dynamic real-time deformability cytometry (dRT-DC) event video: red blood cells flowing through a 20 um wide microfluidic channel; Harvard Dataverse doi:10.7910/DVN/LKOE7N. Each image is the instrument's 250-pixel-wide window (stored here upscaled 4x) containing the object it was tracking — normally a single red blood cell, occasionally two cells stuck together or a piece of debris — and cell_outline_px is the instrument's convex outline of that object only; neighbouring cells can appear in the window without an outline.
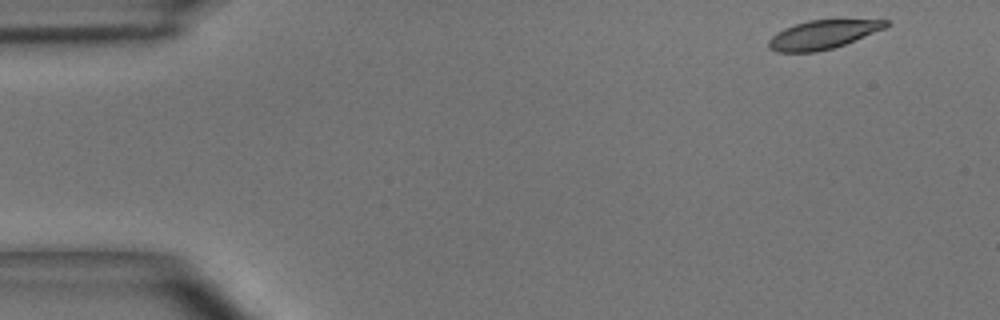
{"species": "common noctule bat (a hibernating species)", "species_latin": "Nyctalus noctula", "temperature_condition": "room temperature", "stored_images_in_passage": 3, "camera_frame_rate_fps": 3000, "um_per_image_px": 0.085, "animal": {"sex": "male", "body_mass_g": 15.6}, "frame": {"image": 1, "passage_image": 1, "time_ms": 0.0, "image_size_px": [1000, 320], "cell_outline_px": [[892, 20], [884, 28], [844, 44], [832, 48], [816, 52], [776, 52], [768, 48], [768, 40], [776, 32], [784, 28], [808, 20]], "centroid_in_image_um": [69.87, 2.95], "position_along_channel_um": 15.1, "area_um2": 19.36}}